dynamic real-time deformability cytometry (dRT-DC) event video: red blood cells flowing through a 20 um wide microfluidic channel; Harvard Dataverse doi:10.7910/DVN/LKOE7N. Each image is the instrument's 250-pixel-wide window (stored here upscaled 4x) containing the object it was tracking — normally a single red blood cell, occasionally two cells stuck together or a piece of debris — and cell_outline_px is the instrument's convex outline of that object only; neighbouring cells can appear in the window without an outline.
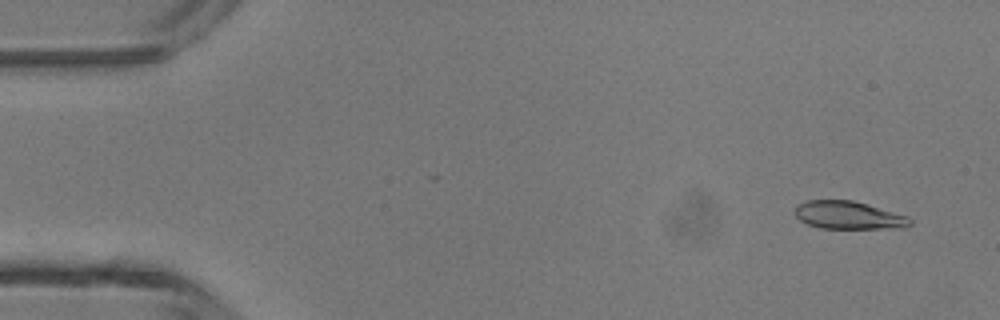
{"species": "common noctule bat (a hibernating species)", "species_latin": "Nyctalus noctula", "temperature_condition": "room temperature", "stored_images_in_passage": 46, "camera_frame_rate_fps": 3000, "um_per_image_px": 0.085, "animal": {"sex": "male", "body_mass_g": 13.3}, "frame": {"image": 1, "passage_image": 3, "time_ms": 0.667, "image_size_px": [1000, 320], "cell_outline_px": [[912, 224], [904, 228], [820, 228], [808, 224], [800, 220], [792, 212], [796, 204], [808, 200], [852, 200], [908, 216], [912, 220]], "centroid_in_image_um": [72.09, 18.29], "position_along_channel_um": 12.9, "area_um2": 18.79}}
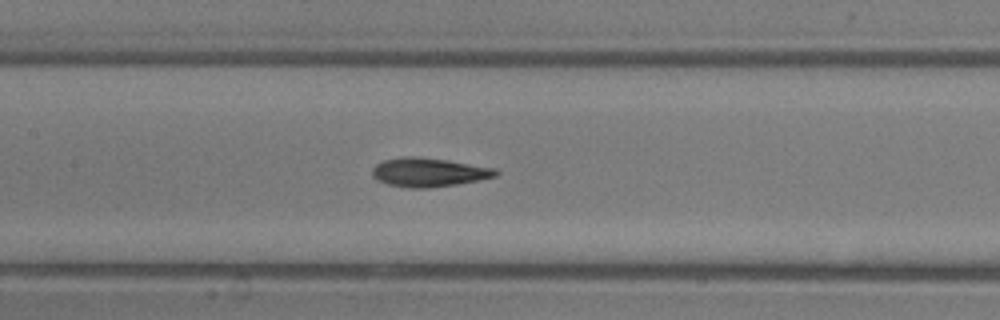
{"frame": {"image": 2, "passage_image": 22, "time_ms": 7.0, "image_size_px": [1000, 320], "cell_outline_px": [[500, 172], [496, 176], [456, 184], [428, 188], [408, 188], [388, 184], [376, 180], [372, 176], [372, 168], [376, 164], [384, 160], [400, 156], [416, 156], [448, 160], [496, 168]], "centroid_in_image_um": [36.41, 14.63], "position_along_channel_um": 171.0, "area_um2": 20.87}}
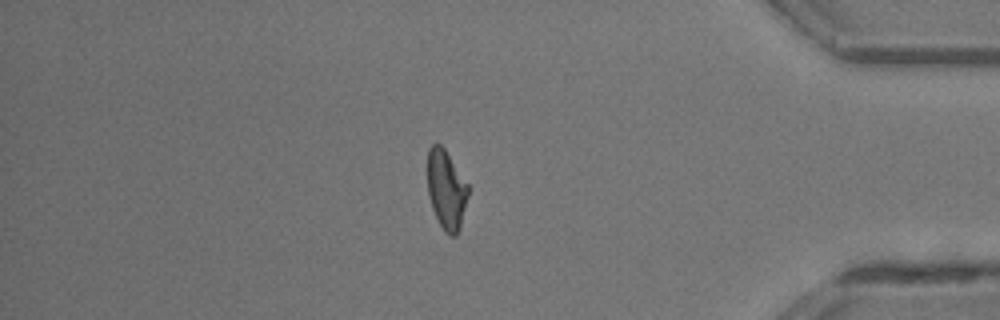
{"frame": {"image": 3, "passage_image": 40, "time_ms": 13.0, "image_size_px": [1000, 320], "cell_outline_px": [[468, 196], [460, 228], [456, 236], [448, 236], [444, 232], [432, 208], [428, 196], [428, 148], [432, 144], [440, 144], [444, 148], [468, 184]], "centroid_in_image_um": [37.93, 16.14], "position_along_channel_um": 397.3, "area_um2": 18.73}}